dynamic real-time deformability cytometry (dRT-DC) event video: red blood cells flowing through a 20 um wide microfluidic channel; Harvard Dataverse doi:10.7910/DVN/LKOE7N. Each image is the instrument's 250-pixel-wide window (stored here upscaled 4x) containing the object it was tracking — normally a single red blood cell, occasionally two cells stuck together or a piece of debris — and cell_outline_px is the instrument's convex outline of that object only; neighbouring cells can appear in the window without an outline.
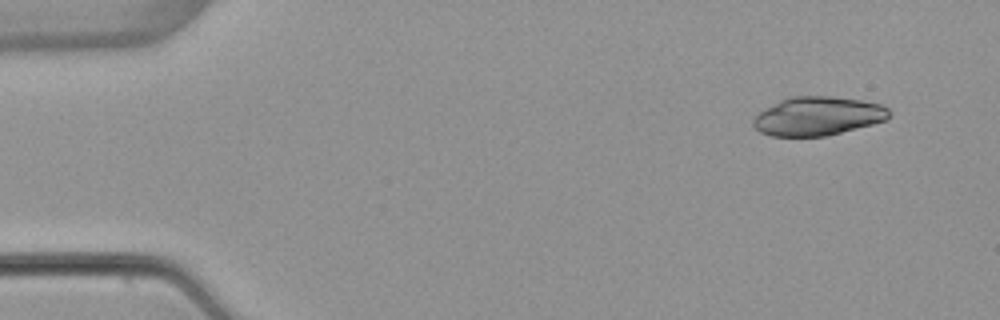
{"species": "common noctule bat (a hibernating species)", "species_latin": "Nyctalus noctula", "temperature_condition": "warm", "stored_images_in_passage": 3, "camera_frame_rate_fps": 3000, "um_per_image_px": 0.085, "animal": {"sex": "female", "body_mass_g": 22.7, "forearm_length_mm": 54.2}, "frame": {"image": 1, "passage_image": 1, "time_ms": 0.0, "image_size_px": [1000, 320], "cell_outline_px": [[892, 116], [888, 120], [824, 136], [772, 136], [760, 132], [752, 124], [752, 120], [764, 108], [788, 96], [832, 96], [860, 100], [880, 104], [888, 108], [892, 112]], "centroid_in_image_um": [69.53, 9.86], "position_along_channel_um": 15.5, "area_um2": 30.75}}